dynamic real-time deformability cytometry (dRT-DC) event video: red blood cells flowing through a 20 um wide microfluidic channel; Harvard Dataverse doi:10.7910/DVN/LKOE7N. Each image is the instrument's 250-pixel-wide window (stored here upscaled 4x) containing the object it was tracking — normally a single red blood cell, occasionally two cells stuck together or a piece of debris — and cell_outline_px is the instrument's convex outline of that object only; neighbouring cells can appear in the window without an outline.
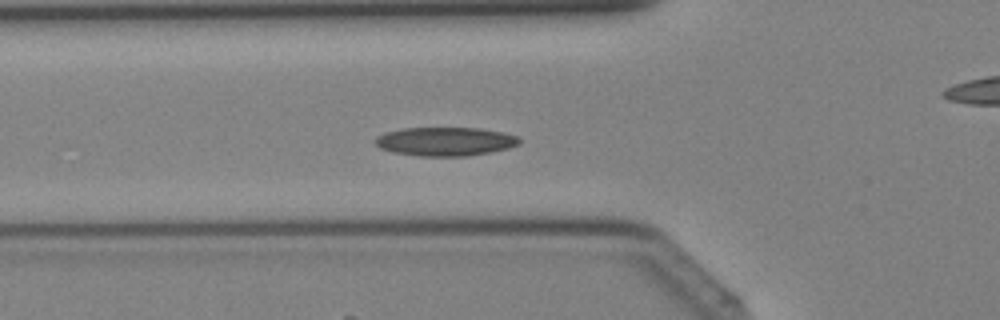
{"species": "Egyptian fruit bat (a non-hibernating species)", "species_latin": "Rousettus aegyptiacus", "temperature_condition": "cold", "stored_images_in_passage": 33, "camera_frame_rate_fps": 3000, "um_per_image_px": 0.085, "animal": {"sex": "female"}, "frame": {"image": 1, "passage_image": 6, "time_ms": 1.667, "image_size_px": [1000, 320], "cell_outline_px": [[520, 144], [508, 148], [468, 156], [420, 156], [392, 152], [380, 148], [376, 144], [376, 136], [384, 132], [400, 128], [480, 128], [504, 132], [516, 136], [520, 140]], "centroid_in_image_um": [37.83, 12.02], "position_along_channel_um": 88.0, "area_um2": 24.16}}
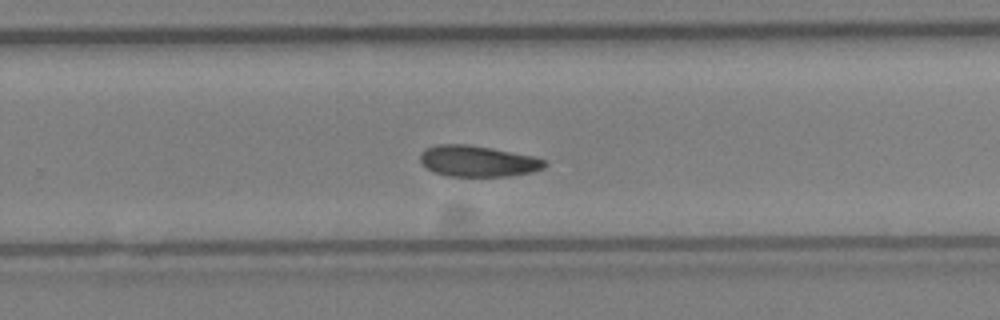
{"frame": {"image": 2, "passage_image": 18, "time_ms": 5.667, "image_size_px": [1000, 320], "cell_outline_px": [[548, 164], [544, 168], [532, 172], [512, 176], [448, 176], [432, 172], [420, 160], [420, 152], [424, 148], [440, 144], [464, 144], [492, 148], [532, 156], [544, 160]], "centroid_in_image_um": [40.6, 13.7], "position_along_channel_um": 289.2, "area_um2": 22.54}}
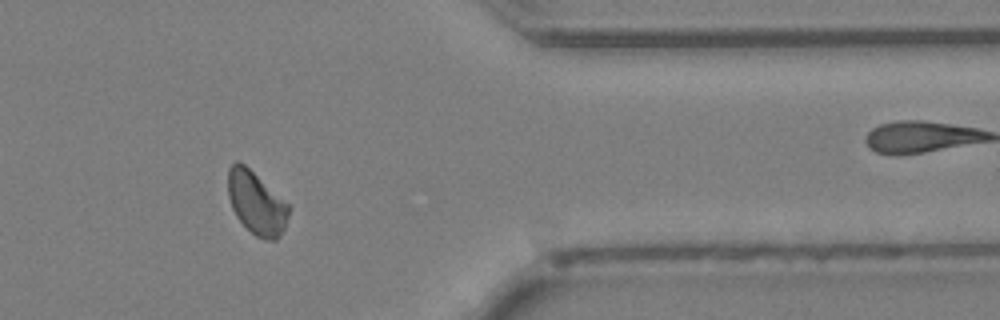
{"frame": {"image": 3, "passage_image": 25, "time_ms": 8.0, "image_size_px": [1000, 320], "cell_outline_px": [[288, 216], [284, 228], [280, 236], [276, 240], [264, 240], [256, 236], [236, 216], [232, 208], [228, 196], [228, 168], [236, 160], [244, 164], [288, 204]], "centroid_in_image_um": [21.77, 17.26], "position_along_channel_um": 389.6, "area_um2": 21.85}}